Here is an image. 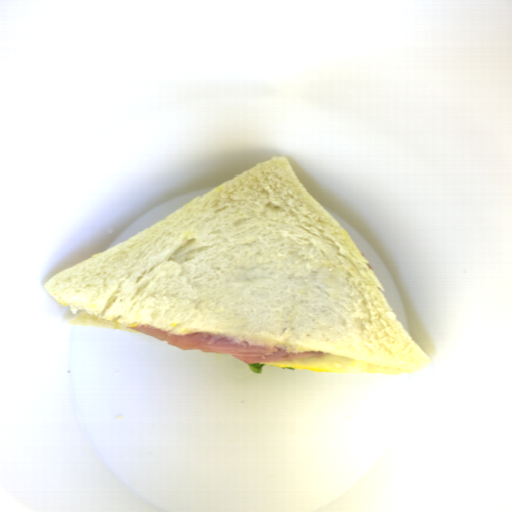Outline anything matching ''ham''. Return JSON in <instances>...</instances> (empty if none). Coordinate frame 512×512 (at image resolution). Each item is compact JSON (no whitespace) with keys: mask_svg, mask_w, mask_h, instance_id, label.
Wrapping results in <instances>:
<instances>
[{"mask_svg":"<svg viewBox=\"0 0 512 512\" xmlns=\"http://www.w3.org/2000/svg\"><path fill=\"white\" fill-rule=\"evenodd\" d=\"M169 344L178 349L199 351L207 354H225L246 364L265 362H292L318 358L325 352H290L281 347L260 346L231 336L210 333H189L173 335L152 325L126 327Z\"/></svg>","mask_w":512,"mask_h":512,"instance_id":"1","label":"ham"}]
</instances>
